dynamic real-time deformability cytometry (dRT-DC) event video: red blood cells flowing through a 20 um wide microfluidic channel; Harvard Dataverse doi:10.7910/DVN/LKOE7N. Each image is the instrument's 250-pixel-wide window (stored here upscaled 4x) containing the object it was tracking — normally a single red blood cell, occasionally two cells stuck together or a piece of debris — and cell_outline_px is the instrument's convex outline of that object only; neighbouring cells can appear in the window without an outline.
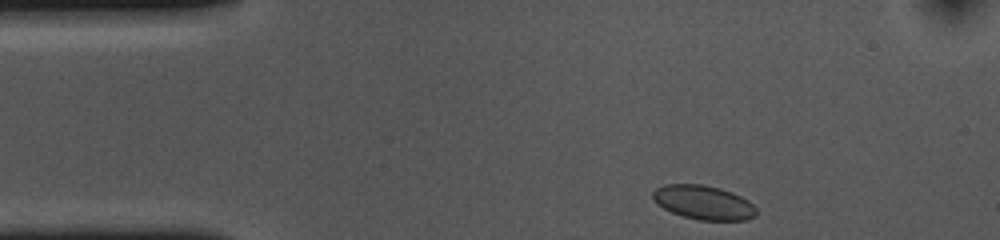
{"species": "common noctule bat (a hibernating species)", "species_latin": "Nyctalus noctula", "temperature_condition": "cold", "stored_images_in_passage": 37, "camera_frame_rate_fps": 3000, "um_per_image_px": 0.085, "animal": {"sex": "female", "body_mass_g": 10.0, "forearm_length_mm": 53.1}, "frame": {"image": 1, "passage_image": 1, "time_ms": 0.0, "image_size_px": [1000, 240], "cell_outline_px": [[756, 216], [748, 220], [700, 220], [684, 216], [672, 212], [656, 204], [652, 196], [652, 192], [656, 188], [664, 184], [700, 184], [720, 188], [732, 192], [748, 200], [756, 208]], "centroid_in_image_um": [59.8, 17.2], "position_along_channel_um": 25.2, "area_um2": 20.58}}
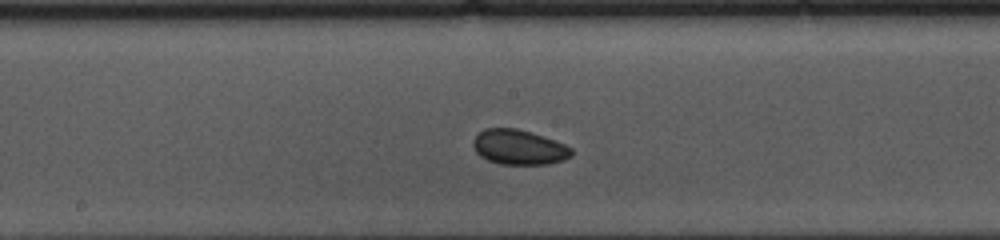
{"frame": {"image": 2, "passage_image": 20, "time_ms": 6.333, "image_size_px": [1000, 240], "cell_outline_px": [[572, 156], [564, 160], [548, 164], [500, 164], [488, 160], [480, 156], [476, 152], [472, 144], [472, 140], [484, 128], [516, 128], [532, 132], [544, 136], [564, 144], [572, 148]], "centroid_in_image_um": [44.11, 12.51], "position_along_channel_um": 204.1, "area_um2": 20.11}}
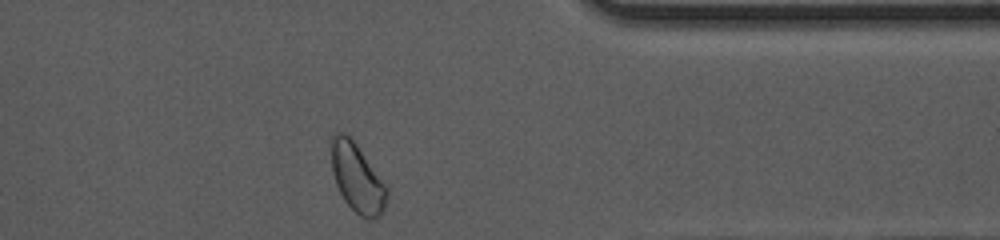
{"frame": {"image": 3, "passage_image": 36, "time_ms": 11.667, "image_size_px": [1000, 240], "cell_outline_px": [[388, 192], [384, 208], [380, 216], [372, 220], [360, 216], [344, 200], [336, 184], [332, 172], [328, 136], [332, 132], [344, 132], [352, 136], [388, 188]], "centroid_in_image_um": [30.31, 15.02], "position_along_channel_um": 381.1, "area_um2": 22.95}, "authors_computed_cell_mechanics": {"area_um2": 19.941, "velocity_mm_per_s": 3.6074, "shape_relaxation_time_tau1_ms": 7.0847, "shape_relaxation_time_tau2_ms": 3.1934, "deformation_change_tau1": 0.0553, "deformation_change_tau2": 0.0602}}